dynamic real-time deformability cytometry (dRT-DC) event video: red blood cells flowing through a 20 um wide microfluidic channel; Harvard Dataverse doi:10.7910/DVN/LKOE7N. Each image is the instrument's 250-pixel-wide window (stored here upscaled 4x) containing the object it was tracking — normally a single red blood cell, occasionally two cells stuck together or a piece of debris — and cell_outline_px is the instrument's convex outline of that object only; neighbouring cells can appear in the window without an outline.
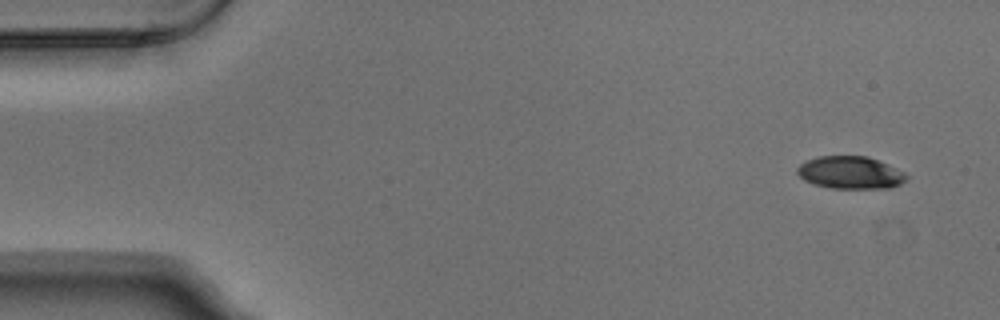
{"species": "Egyptian fruit bat (a non-hibernating species)", "species_latin": "Rousettus aegyptiacus", "temperature_condition": "warm", "stored_images_in_passage": 4, "camera_frame_rate_fps": 3000, "um_per_image_px": 0.085, "animal": {"sex": "male"}, "frame": {"image": 1, "passage_image": 1, "time_ms": 0.0, "image_size_px": [1000, 320], "cell_outline_px": [[908, 176], [900, 184], [892, 188], [832, 188], [816, 184], [804, 180], [796, 172], [796, 168], [800, 164], [808, 160], [820, 156], [868, 156], [888, 164], [904, 172]], "centroid_in_image_um": [72.29, 14.67], "position_along_channel_um": 12.7, "area_um2": 20.58}}
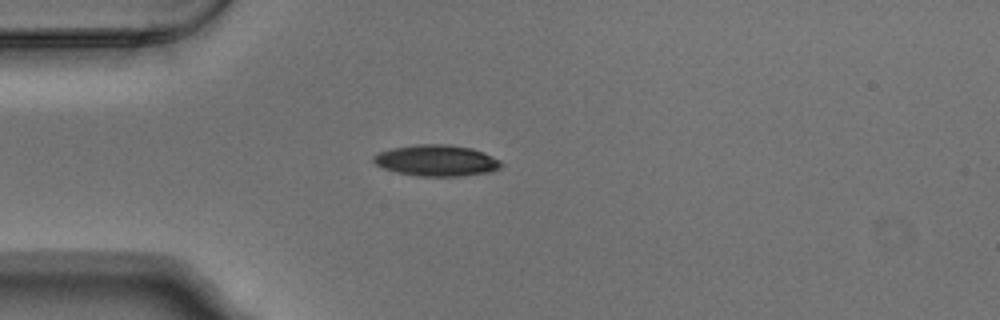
{"frame": {"image": 2, "passage_image": 4, "time_ms": 1.0, "image_size_px": [1000, 320], "cell_outline_px": [[504, 164], [500, 168], [488, 172], [464, 176], [416, 176], [396, 172], [384, 168], [376, 164], [372, 160], [372, 156], [380, 152], [392, 148], [416, 144], [448, 144], [472, 148], [484, 152], [500, 160]], "centroid_in_image_um": [37.12, 13.64], "position_along_channel_um": 47.9, "area_um2": 23.35}}